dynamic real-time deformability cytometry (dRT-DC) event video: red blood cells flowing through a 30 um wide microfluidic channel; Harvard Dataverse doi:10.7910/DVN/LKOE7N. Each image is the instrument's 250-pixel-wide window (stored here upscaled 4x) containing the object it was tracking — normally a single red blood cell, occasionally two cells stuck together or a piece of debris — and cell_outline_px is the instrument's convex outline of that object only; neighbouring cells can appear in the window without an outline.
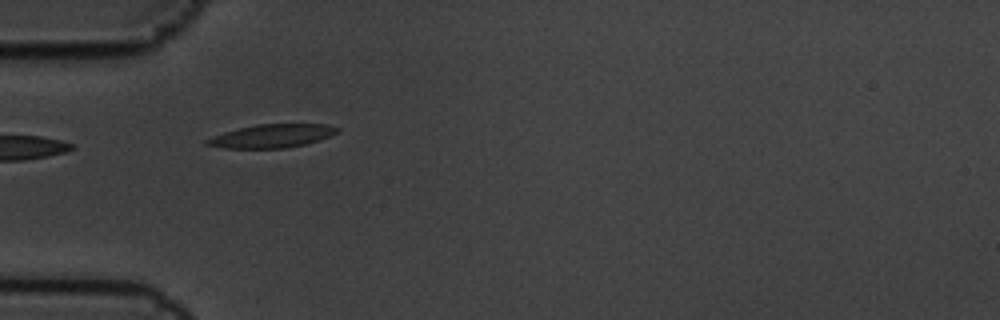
{"species": "common noctule bat (a hibernating species)", "species_latin": "Nyctalus noctula", "temperature_condition": "cold", "stored_images_in_passage": 7, "camera_frame_rate_fps": 3000, "um_per_image_px": 0.085, "animal": {"sex": "male", "body_mass_g": 19.5, "forearm_length_mm": 54.6}, "frame": {"image": 1, "passage_image": 5, "time_ms": 1.333, "image_size_px": [1000, 320], "cell_outline_px": [[340, 132], [320, 140], [304, 144], [284, 148], [224, 148], [204, 144], [204, 140], [224, 132], [256, 124], [328, 124], [340, 128]], "centroid_in_image_um": [23.15, 11.55], "position_along_channel_um": 61.9, "area_um2": 17.74}}
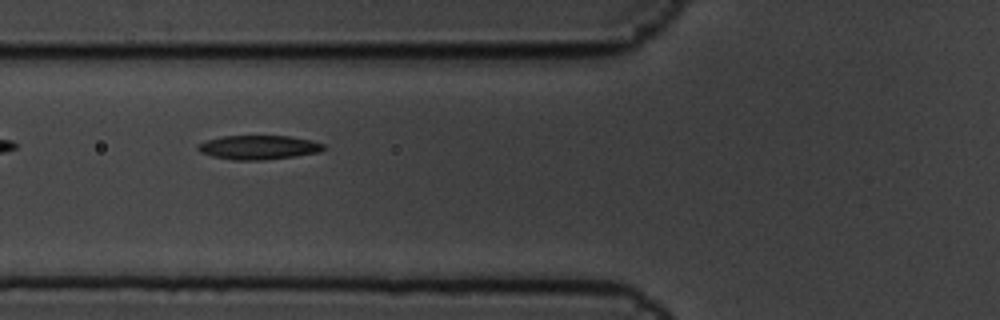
{"frame": {"image": 2, "passage_image": 6, "time_ms": 1.667, "image_size_px": [1000, 320], "cell_outline_px": [[328, 148], [320, 152], [296, 156], [264, 160], [232, 160], [212, 156], [200, 152], [196, 148], [196, 144], [220, 136], [288, 136], [312, 140], [324, 144]], "centroid_in_image_um": [21.99, 12.53], "position_along_channel_um": 103.8, "area_um2": 17.86}}
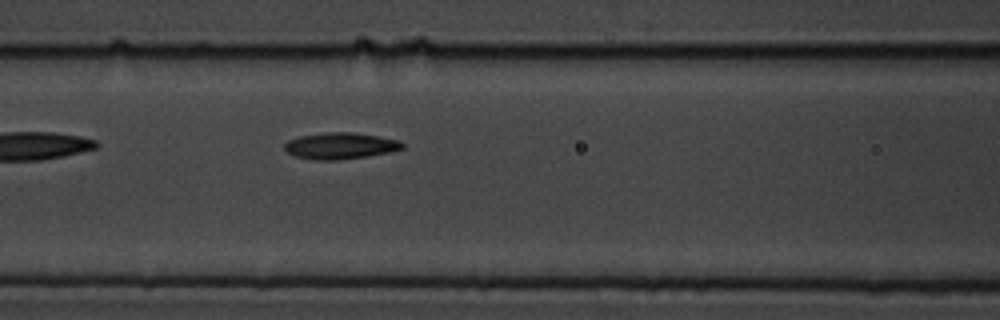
{"frame": {"image": 3, "passage_image": 7, "time_ms": 2.0, "image_size_px": [1000, 320], "cell_outline_px": [[404, 148], [388, 152], [368, 156], [336, 160], [312, 160], [296, 156], [288, 152], [284, 148], [284, 144], [288, 140], [300, 136], [328, 132], [352, 132], [400, 140], [404, 144]], "centroid_in_image_um": [28.92, 12.39], "position_along_channel_um": 137.7, "area_um2": 18.03}}